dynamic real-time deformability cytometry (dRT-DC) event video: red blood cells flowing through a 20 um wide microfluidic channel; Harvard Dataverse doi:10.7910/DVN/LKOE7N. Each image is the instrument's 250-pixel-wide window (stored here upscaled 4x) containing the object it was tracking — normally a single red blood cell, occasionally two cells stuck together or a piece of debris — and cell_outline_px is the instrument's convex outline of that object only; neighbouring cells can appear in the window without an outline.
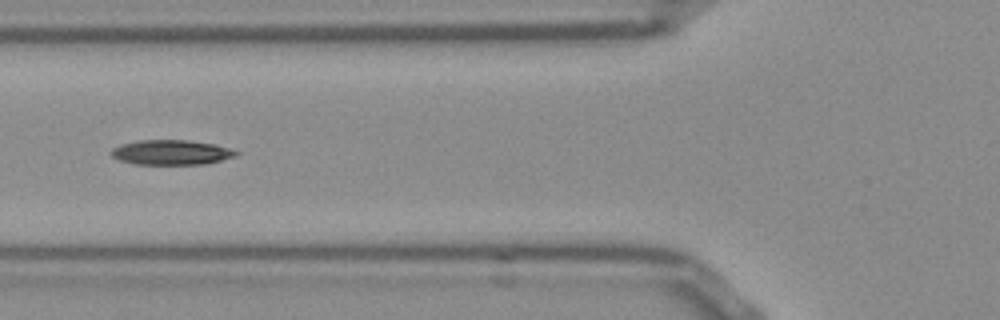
{"species": "Egyptian fruit bat (a non-hibernating species)", "species_latin": "Rousettus aegyptiacus", "temperature_condition": "room temperature", "stored_images_in_passage": 41, "camera_frame_rate_fps": 3000, "um_per_image_px": 0.085, "frame": {"image": 1, "passage_image": 7, "time_ms": 2.0, "image_size_px": [1000, 320], "cell_outline_px": [[240, 152], [236, 156], [204, 164], [136, 164], [120, 160], [112, 156], [112, 148], [120, 144], [140, 140], [188, 140], [216, 144]], "centroid_in_image_um": [14.57, 12.94], "position_along_channel_um": 111.2, "area_um2": 17.98}}
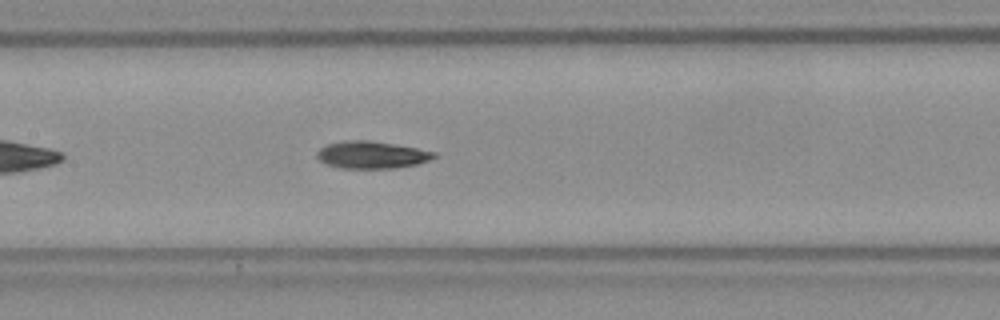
{"frame": {"image": 2, "passage_image": 12, "time_ms": 3.667, "image_size_px": [1000, 320], "cell_outline_px": [[436, 156], [428, 160], [416, 164], [392, 168], [340, 168], [328, 164], [320, 160], [316, 156], [316, 152], [320, 148], [328, 144], [344, 140], [368, 140], [416, 148], [436, 152]], "centroid_in_image_um": [31.56, 13.16], "position_along_channel_um": 175.8, "area_um2": 18.32}}
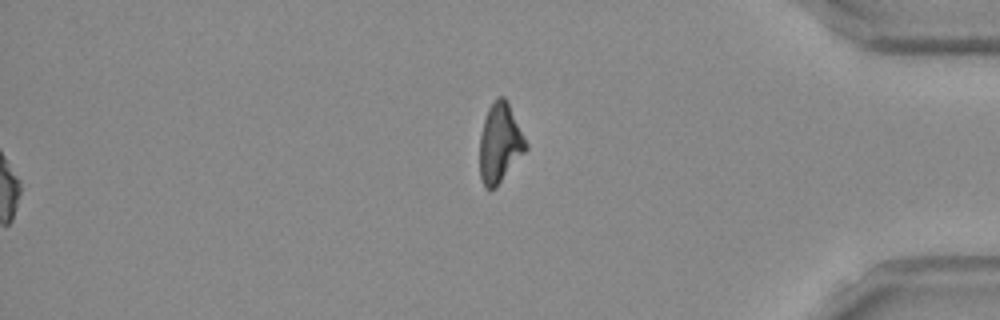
{"frame": {"image": 3, "passage_image": 41, "time_ms": 13.333, "image_size_px": [1000, 320], "cell_outline_px": [[528, 148], [496, 188], [484, 188], [480, 180], [480, 136], [484, 120], [488, 108], [496, 96], [504, 96], [508, 100], [528, 144]], "centroid_in_image_um": [42.49, 12.15], "position_along_channel_um": 392.7, "area_um2": 21.56}, "authors_computed_cell_mechanics": {"area_um2": 18.3226, "velocity_mm_per_s": 3.8459, "shape_relaxation_time_tau1_ms": 5.6194, "shape_relaxation_time_tau2_ms": 10.0344, "deformation_change_tau1": 0.1518, "deformation_change_tau2": 0.2105}}